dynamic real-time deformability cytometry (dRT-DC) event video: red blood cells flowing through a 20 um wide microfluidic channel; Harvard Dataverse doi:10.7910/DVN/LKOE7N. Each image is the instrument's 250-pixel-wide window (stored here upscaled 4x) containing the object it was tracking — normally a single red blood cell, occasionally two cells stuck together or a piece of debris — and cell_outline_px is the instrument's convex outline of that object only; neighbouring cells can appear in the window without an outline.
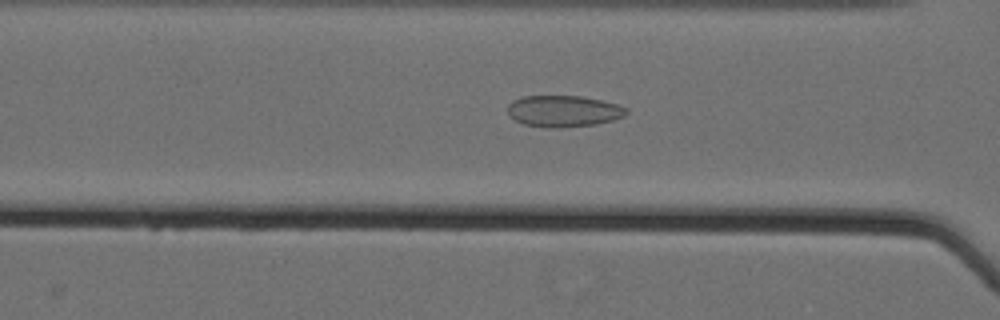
{"species": "Egyptian fruit bat (a non-hibernating species)", "species_latin": "Rousettus aegyptiacus", "temperature_condition": "cold", "stored_images_in_passage": 61, "camera_frame_rate_fps": 3000, "um_per_image_px": 0.085, "animal": {"sex": "female"}, "frame": {"image": 1, "passage_image": 29, "time_ms": 9.333, "image_size_px": [1000, 320], "cell_outline_px": [[628, 112], [624, 116], [612, 120], [596, 124], [556, 128], [544, 128], [524, 124], [516, 120], [508, 112], [508, 104], [512, 100], [524, 96], [580, 96], [600, 100], [616, 104], [628, 108]], "centroid_in_image_um": [47.89, 9.45], "position_along_channel_um": 118.7, "area_um2": 21.68}}
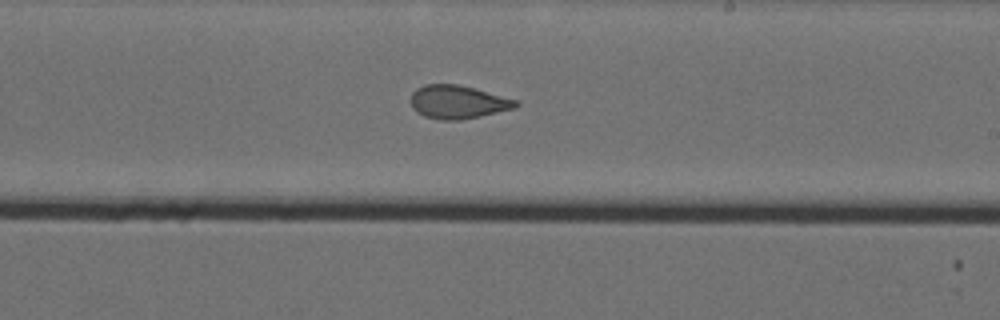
{"frame": {"image": 2, "passage_image": 40, "time_ms": 13.0, "image_size_px": [1000, 320], "cell_outline_px": [[520, 104], [516, 108], [480, 116], [460, 120], [440, 120], [424, 116], [416, 112], [412, 108], [412, 92], [416, 88], [424, 84], [456, 84], [472, 88], [516, 100]], "centroid_in_image_um": [38.89, 8.68], "position_along_channel_um": 250.1, "area_um2": 20.23}}
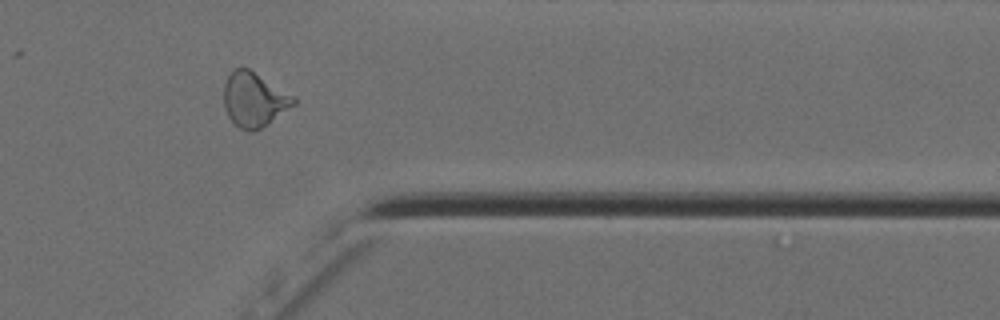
{"frame": {"image": 3, "passage_image": 52, "time_ms": 17.0, "image_size_px": [1000, 320], "cell_outline_px": [[296, 104], [260, 128], [252, 132], [248, 132], [240, 128], [228, 116], [224, 108], [224, 84], [228, 76], [236, 68], [248, 68], [296, 96]], "centroid_in_image_um": [21.61, 8.46], "position_along_channel_um": 389.8, "area_um2": 22.02}, "authors_computed_cell_mechanics": {"area_um2": 23.5824, "velocity_mm_per_s": 3.578, "shape_relaxation_time_tau1_ms": null, "shape_relaxation_time_tau2_ms": 1.4898, "deformation_change_tau1": null, "deformation_change_tau2": 0.0633}}